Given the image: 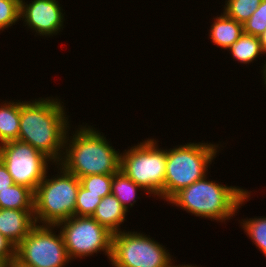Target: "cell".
Segmentation results:
<instances>
[{"instance_id": "13", "label": "cell", "mask_w": 266, "mask_h": 267, "mask_svg": "<svg viewBox=\"0 0 266 267\" xmlns=\"http://www.w3.org/2000/svg\"><path fill=\"white\" fill-rule=\"evenodd\" d=\"M127 212L119 200L110 194L102 198L91 217L114 234L122 231L120 225L124 223Z\"/></svg>"}, {"instance_id": "6", "label": "cell", "mask_w": 266, "mask_h": 267, "mask_svg": "<svg viewBox=\"0 0 266 267\" xmlns=\"http://www.w3.org/2000/svg\"><path fill=\"white\" fill-rule=\"evenodd\" d=\"M166 149L148 138L121 153L120 170L140 186L144 193L164 199Z\"/></svg>"}, {"instance_id": "27", "label": "cell", "mask_w": 266, "mask_h": 267, "mask_svg": "<svg viewBox=\"0 0 266 267\" xmlns=\"http://www.w3.org/2000/svg\"><path fill=\"white\" fill-rule=\"evenodd\" d=\"M264 54H266V30L259 37Z\"/></svg>"}, {"instance_id": "12", "label": "cell", "mask_w": 266, "mask_h": 267, "mask_svg": "<svg viewBox=\"0 0 266 267\" xmlns=\"http://www.w3.org/2000/svg\"><path fill=\"white\" fill-rule=\"evenodd\" d=\"M35 225L34 210L0 209V233L15 246Z\"/></svg>"}, {"instance_id": "14", "label": "cell", "mask_w": 266, "mask_h": 267, "mask_svg": "<svg viewBox=\"0 0 266 267\" xmlns=\"http://www.w3.org/2000/svg\"><path fill=\"white\" fill-rule=\"evenodd\" d=\"M213 19L214 22L209 29L211 43L213 42L217 47L220 46L222 49L228 50L244 33L243 24L227 17L224 13Z\"/></svg>"}, {"instance_id": "18", "label": "cell", "mask_w": 266, "mask_h": 267, "mask_svg": "<svg viewBox=\"0 0 266 267\" xmlns=\"http://www.w3.org/2000/svg\"><path fill=\"white\" fill-rule=\"evenodd\" d=\"M138 190L143 189L138 186L133 180L128 178L123 171L119 170L113 175L111 194H113L122 206L129 212V208L139 199L137 197ZM130 206V207H129Z\"/></svg>"}, {"instance_id": "17", "label": "cell", "mask_w": 266, "mask_h": 267, "mask_svg": "<svg viewBox=\"0 0 266 267\" xmlns=\"http://www.w3.org/2000/svg\"><path fill=\"white\" fill-rule=\"evenodd\" d=\"M228 51L240 63L249 64L264 54L259 37L243 33ZM260 55V56H259Z\"/></svg>"}, {"instance_id": "24", "label": "cell", "mask_w": 266, "mask_h": 267, "mask_svg": "<svg viewBox=\"0 0 266 267\" xmlns=\"http://www.w3.org/2000/svg\"><path fill=\"white\" fill-rule=\"evenodd\" d=\"M244 33L260 37L266 30V0L254 11L252 16L243 24Z\"/></svg>"}, {"instance_id": "28", "label": "cell", "mask_w": 266, "mask_h": 267, "mask_svg": "<svg viewBox=\"0 0 266 267\" xmlns=\"http://www.w3.org/2000/svg\"><path fill=\"white\" fill-rule=\"evenodd\" d=\"M9 267H30L19 262L16 258L9 263Z\"/></svg>"}, {"instance_id": "5", "label": "cell", "mask_w": 266, "mask_h": 267, "mask_svg": "<svg viewBox=\"0 0 266 267\" xmlns=\"http://www.w3.org/2000/svg\"><path fill=\"white\" fill-rule=\"evenodd\" d=\"M54 165L58 173L52 178L46 174L34 192V219L39 225H57L75 215L80 180L61 165Z\"/></svg>"}, {"instance_id": "22", "label": "cell", "mask_w": 266, "mask_h": 267, "mask_svg": "<svg viewBox=\"0 0 266 267\" xmlns=\"http://www.w3.org/2000/svg\"><path fill=\"white\" fill-rule=\"evenodd\" d=\"M101 200L100 194L88 193V190L80 185L75 205V215L92 216Z\"/></svg>"}, {"instance_id": "19", "label": "cell", "mask_w": 266, "mask_h": 267, "mask_svg": "<svg viewBox=\"0 0 266 267\" xmlns=\"http://www.w3.org/2000/svg\"><path fill=\"white\" fill-rule=\"evenodd\" d=\"M262 0H226L224 14L244 24L261 4Z\"/></svg>"}, {"instance_id": "1", "label": "cell", "mask_w": 266, "mask_h": 267, "mask_svg": "<svg viewBox=\"0 0 266 267\" xmlns=\"http://www.w3.org/2000/svg\"><path fill=\"white\" fill-rule=\"evenodd\" d=\"M60 101L57 97L20 101L18 140L42 152L52 160V164L61 161L65 137L71 128L66 108Z\"/></svg>"}, {"instance_id": "11", "label": "cell", "mask_w": 266, "mask_h": 267, "mask_svg": "<svg viewBox=\"0 0 266 267\" xmlns=\"http://www.w3.org/2000/svg\"><path fill=\"white\" fill-rule=\"evenodd\" d=\"M60 0H33L25 2L20 0V19L27 28L32 29L38 36L57 35L63 30V9Z\"/></svg>"}, {"instance_id": "26", "label": "cell", "mask_w": 266, "mask_h": 267, "mask_svg": "<svg viewBox=\"0 0 266 267\" xmlns=\"http://www.w3.org/2000/svg\"><path fill=\"white\" fill-rule=\"evenodd\" d=\"M14 184L15 183L9 174L7 167L0 159V190L7 189V187H10Z\"/></svg>"}, {"instance_id": "15", "label": "cell", "mask_w": 266, "mask_h": 267, "mask_svg": "<svg viewBox=\"0 0 266 267\" xmlns=\"http://www.w3.org/2000/svg\"><path fill=\"white\" fill-rule=\"evenodd\" d=\"M4 102L0 104V144L18 140L20 129V100Z\"/></svg>"}, {"instance_id": "10", "label": "cell", "mask_w": 266, "mask_h": 267, "mask_svg": "<svg viewBox=\"0 0 266 267\" xmlns=\"http://www.w3.org/2000/svg\"><path fill=\"white\" fill-rule=\"evenodd\" d=\"M0 159L7 167L14 183L25 186L33 192L48 174V164L52 162L42 152L19 140L0 144Z\"/></svg>"}, {"instance_id": "4", "label": "cell", "mask_w": 266, "mask_h": 267, "mask_svg": "<svg viewBox=\"0 0 266 267\" xmlns=\"http://www.w3.org/2000/svg\"><path fill=\"white\" fill-rule=\"evenodd\" d=\"M221 144L206 142L185 143L166 149L164 200L166 202L179 190L204 178L208 167L219 152ZM219 146V147H218Z\"/></svg>"}, {"instance_id": "21", "label": "cell", "mask_w": 266, "mask_h": 267, "mask_svg": "<svg viewBox=\"0 0 266 267\" xmlns=\"http://www.w3.org/2000/svg\"><path fill=\"white\" fill-rule=\"evenodd\" d=\"M114 174H93L79 178L80 185L88 193L100 194L101 198L111 194Z\"/></svg>"}, {"instance_id": "23", "label": "cell", "mask_w": 266, "mask_h": 267, "mask_svg": "<svg viewBox=\"0 0 266 267\" xmlns=\"http://www.w3.org/2000/svg\"><path fill=\"white\" fill-rule=\"evenodd\" d=\"M20 19V0H0V31L11 27Z\"/></svg>"}, {"instance_id": "29", "label": "cell", "mask_w": 266, "mask_h": 267, "mask_svg": "<svg viewBox=\"0 0 266 267\" xmlns=\"http://www.w3.org/2000/svg\"><path fill=\"white\" fill-rule=\"evenodd\" d=\"M0 267H9V262L6 259L0 258Z\"/></svg>"}, {"instance_id": "9", "label": "cell", "mask_w": 266, "mask_h": 267, "mask_svg": "<svg viewBox=\"0 0 266 267\" xmlns=\"http://www.w3.org/2000/svg\"><path fill=\"white\" fill-rule=\"evenodd\" d=\"M54 229L56 225L36 224L16 246V259L30 267H65L70 259L61 232Z\"/></svg>"}, {"instance_id": "25", "label": "cell", "mask_w": 266, "mask_h": 267, "mask_svg": "<svg viewBox=\"0 0 266 267\" xmlns=\"http://www.w3.org/2000/svg\"><path fill=\"white\" fill-rule=\"evenodd\" d=\"M0 258L9 263L16 258V246L0 233Z\"/></svg>"}, {"instance_id": "20", "label": "cell", "mask_w": 266, "mask_h": 267, "mask_svg": "<svg viewBox=\"0 0 266 267\" xmlns=\"http://www.w3.org/2000/svg\"><path fill=\"white\" fill-rule=\"evenodd\" d=\"M241 228L247 233L259 251L266 256V217L242 219Z\"/></svg>"}, {"instance_id": "30", "label": "cell", "mask_w": 266, "mask_h": 267, "mask_svg": "<svg viewBox=\"0 0 266 267\" xmlns=\"http://www.w3.org/2000/svg\"><path fill=\"white\" fill-rule=\"evenodd\" d=\"M264 66L262 67L263 71L261 70V73H263V81L265 82L264 84L266 85V61L264 62Z\"/></svg>"}, {"instance_id": "8", "label": "cell", "mask_w": 266, "mask_h": 267, "mask_svg": "<svg viewBox=\"0 0 266 267\" xmlns=\"http://www.w3.org/2000/svg\"><path fill=\"white\" fill-rule=\"evenodd\" d=\"M56 226L60 229L70 261L101 251L110 260L113 233L93 217L74 215Z\"/></svg>"}, {"instance_id": "16", "label": "cell", "mask_w": 266, "mask_h": 267, "mask_svg": "<svg viewBox=\"0 0 266 267\" xmlns=\"http://www.w3.org/2000/svg\"><path fill=\"white\" fill-rule=\"evenodd\" d=\"M0 209L34 210V192L18 184L0 190Z\"/></svg>"}, {"instance_id": "7", "label": "cell", "mask_w": 266, "mask_h": 267, "mask_svg": "<svg viewBox=\"0 0 266 267\" xmlns=\"http://www.w3.org/2000/svg\"><path fill=\"white\" fill-rule=\"evenodd\" d=\"M150 235L135 231L114 233L110 263L112 267H168L172 255Z\"/></svg>"}, {"instance_id": "31", "label": "cell", "mask_w": 266, "mask_h": 267, "mask_svg": "<svg viewBox=\"0 0 266 267\" xmlns=\"http://www.w3.org/2000/svg\"><path fill=\"white\" fill-rule=\"evenodd\" d=\"M168 267H197L196 265L194 266H192L191 264L190 265H174V263L172 262Z\"/></svg>"}, {"instance_id": "2", "label": "cell", "mask_w": 266, "mask_h": 267, "mask_svg": "<svg viewBox=\"0 0 266 267\" xmlns=\"http://www.w3.org/2000/svg\"><path fill=\"white\" fill-rule=\"evenodd\" d=\"M79 126L71 133L73 137H69L70 128L68 129L63 156L58 164L78 178L117 173L120 170L121 153L93 126H88L87 123Z\"/></svg>"}, {"instance_id": "3", "label": "cell", "mask_w": 266, "mask_h": 267, "mask_svg": "<svg viewBox=\"0 0 266 267\" xmlns=\"http://www.w3.org/2000/svg\"><path fill=\"white\" fill-rule=\"evenodd\" d=\"M207 175L175 193L168 204L175 205L196 217L225 222L232 219L238 209L251 196L252 191L207 180Z\"/></svg>"}]
</instances>
